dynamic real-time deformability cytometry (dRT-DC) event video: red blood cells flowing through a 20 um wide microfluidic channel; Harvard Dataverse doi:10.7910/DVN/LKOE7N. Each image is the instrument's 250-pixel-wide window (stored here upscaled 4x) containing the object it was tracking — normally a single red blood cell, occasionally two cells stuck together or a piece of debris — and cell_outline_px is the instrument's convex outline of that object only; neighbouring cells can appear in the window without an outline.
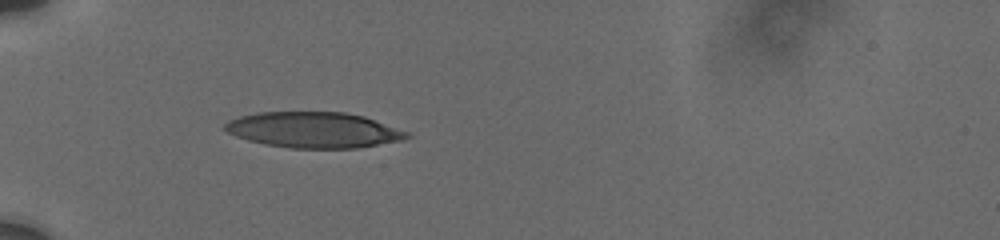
{"species": "human", "species_latin": "Homo sapiens", "temperature_condition": "cold", "stored_images_in_passage": 51, "camera_frame_rate_fps": 3000, "um_per_image_px": 0.085, "donor": {"sex": "male"}, "frame": {"image": 1, "passage_image": 1, "time_ms": 0.0, "image_size_px": [1000, 240], "cell_outline_px": [[412, 136], [400, 140], [356, 148], [292, 148], [264, 144], [248, 140], [236, 136], [228, 132], [224, 128], [224, 124], [228, 120], [240, 116], [256, 112], [344, 112], [364, 116], [408, 132]], "centroid_in_image_um": [26.63, 11.04], "position_along_channel_um": 58.4, "area_um2": 37.69}}
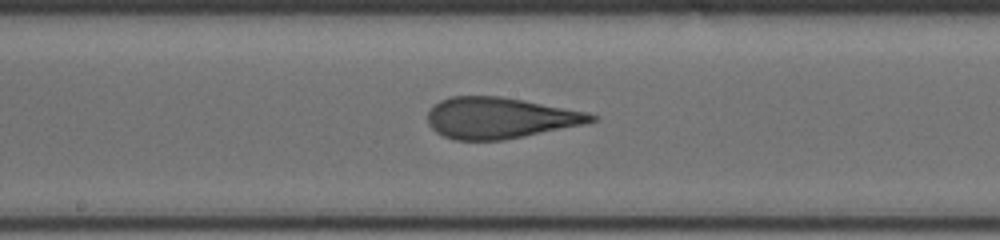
{"frame": {"image": 2, "passage_image": 18, "time_ms": 4.333, "image_size_px": [1000, 240], "cell_outline_px": [[600, 116], [596, 120], [588, 124], [504, 140], [456, 140], [444, 136], [436, 132], [428, 124], [428, 112], [440, 100], [452, 96], [500, 96], [524, 100], [588, 112]], "centroid_in_image_um": [42.54, 10.03], "position_along_channel_um": 205.7, "area_um2": 39.36}}
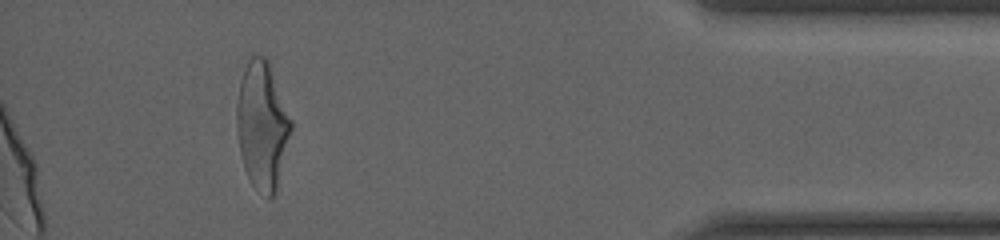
{"frame": {"image": 3, "passage_image": 42, "time_ms": 11.0, "image_size_px": [1000, 240], "cell_outline_px": [[292, 128], [276, 192], [268, 200], [252, 184], [244, 168], [240, 152], [236, 128], [236, 108], [240, 80], [244, 68], [248, 60], [252, 56], [264, 56], [268, 60], [292, 120]], "centroid_in_image_um": [22.28, 10.67], "position_along_channel_um": 412.9, "area_um2": 40.34}, "authors_computed_cell_mechanics": {"area_um2": 40.3444, "velocity_mm_per_s": 3.7687, "shape_relaxation_time_tau1_ms": 5.9216, "shape_relaxation_time_tau2_ms": 1.1654, "deformation_change_tau1": 0.2173, "deformation_change_tau2": 0.0976}}